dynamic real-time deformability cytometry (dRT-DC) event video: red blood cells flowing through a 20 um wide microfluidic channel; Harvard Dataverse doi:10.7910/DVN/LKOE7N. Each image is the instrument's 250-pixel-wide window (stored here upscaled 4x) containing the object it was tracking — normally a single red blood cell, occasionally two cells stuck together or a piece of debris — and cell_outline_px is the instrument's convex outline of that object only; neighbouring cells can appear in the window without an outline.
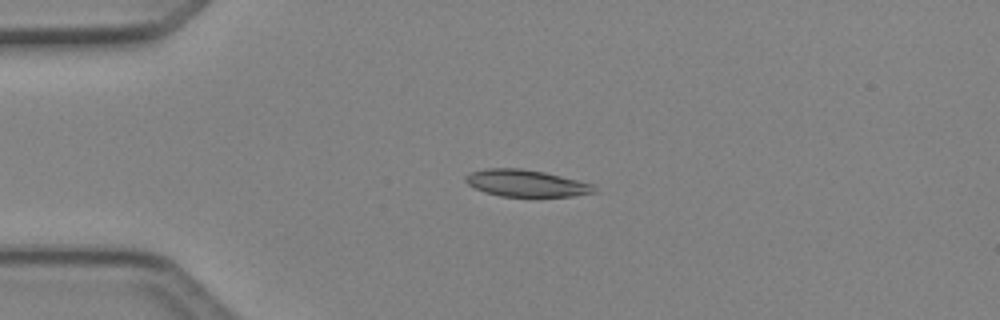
{"species": "Egyptian fruit bat (a non-hibernating species)", "species_latin": "Rousettus aegyptiacus", "temperature_condition": "cold", "stored_images_in_passage": 6, "camera_frame_rate_fps": 3000, "um_per_image_px": 0.085, "animal": {"sex": "female"}, "frame": {"image": 1, "passage_image": 2, "time_ms": 0.333, "image_size_px": [1000, 320], "cell_outline_px": [[596, 192], [572, 196], [500, 196], [484, 192], [468, 184], [464, 180], [464, 176], [472, 172], [488, 168], [520, 168], [544, 172], [596, 184]], "centroid_in_image_um": [44.75, 15.57], "position_along_channel_um": 40.3, "area_um2": 20.11}}
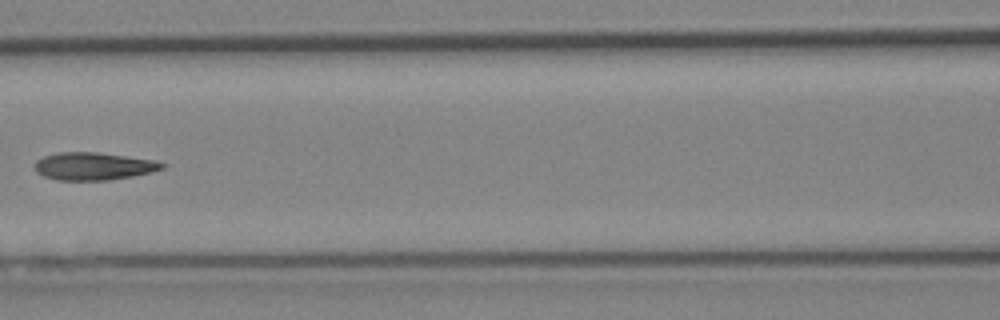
{"frame": {"image": 2, "passage_image": 5, "time_ms": 1.333, "image_size_px": [1000, 320], "cell_outline_px": [[168, 164], [164, 168], [152, 172], [112, 180], [56, 180], [44, 176], [36, 172], [36, 160], [44, 156], [60, 152], [96, 152], [156, 160]], "centroid_in_image_um": [7.99, 14.13], "position_along_channel_um": 158.6, "area_um2": 20.58}}
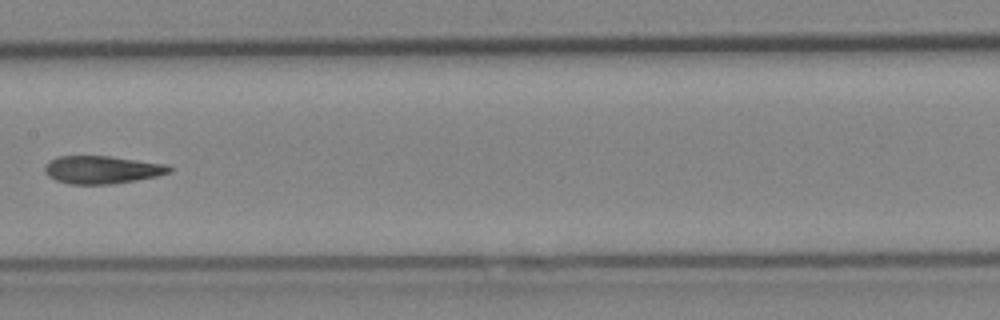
{"frame": {"image": 3, "passage_image": 6, "time_ms": 1.667, "image_size_px": [1000, 320], "cell_outline_px": [[172, 172], [156, 176], [136, 180], [112, 184], [68, 184], [56, 180], [48, 176], [44, 172], [44, 168], [48, 160], [60, 156], [112, 156], [168, 164], [172, 168]], "centroid_in_image_um": [8.68, 14.42], "position_along_channel_um": 198.7, "area_um2": 20.4}}